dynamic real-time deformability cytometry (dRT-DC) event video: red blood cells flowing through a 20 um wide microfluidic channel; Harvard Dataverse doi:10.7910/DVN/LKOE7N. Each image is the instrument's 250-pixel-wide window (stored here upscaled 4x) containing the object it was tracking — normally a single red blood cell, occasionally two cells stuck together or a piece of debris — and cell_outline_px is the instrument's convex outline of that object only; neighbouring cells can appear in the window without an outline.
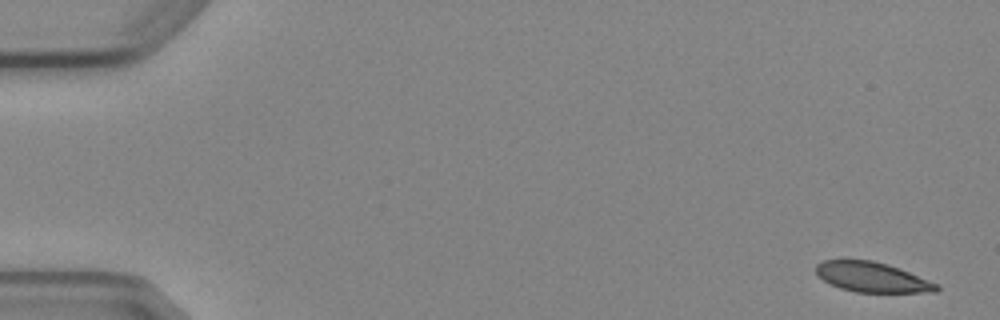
{"species": "Egyptian fruit bat (a non-hibernating species)", "species_latin": "Rousettus aegyptiacus", "temperature_condition": "cold", "stored_images_in_passage": 5, "camera_frame_rate_fps": 3000, "um_per_image_px": 0.085, "animal": {"sex": "female"}, "frame": {"image": 1, "passage_image": 1, "time_ms": 0.0, "image_size_px": [1000, 320], "cell_outline_px": [[940, 288], [936, 292], [856, 292], [840, 288], [824, 280], [816, 272], [816, 264], [824, 260], [872, 260], [888, 264], [940, 284]], "centroid_in_image_um": [74.17, 23.56], "position_along_channel_um": 10.8, "area_um2": 20.92}}
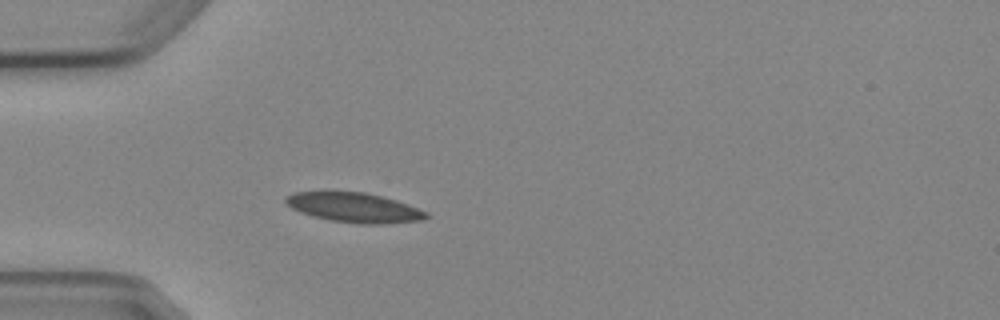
{"frame": {"image": 2, "passage_image": 5, "time_ms": 4.667, "image_size_px": [1000, 320], "cell_outline_px": [[428, 216], [420, 220], [384, 224], [360, 224], [332, 220], [312, 216], [300, 212], [292, 208], [284, 200], [284, 196], [296, 192], [324, 188], [328, 188], [364, 192], [396, 200], [408, 204], [428, 212]], "centroid_in_image_um": [30.01, 17.58], "position_along_channel_um": 55.0, "area_um2": 25.09}}